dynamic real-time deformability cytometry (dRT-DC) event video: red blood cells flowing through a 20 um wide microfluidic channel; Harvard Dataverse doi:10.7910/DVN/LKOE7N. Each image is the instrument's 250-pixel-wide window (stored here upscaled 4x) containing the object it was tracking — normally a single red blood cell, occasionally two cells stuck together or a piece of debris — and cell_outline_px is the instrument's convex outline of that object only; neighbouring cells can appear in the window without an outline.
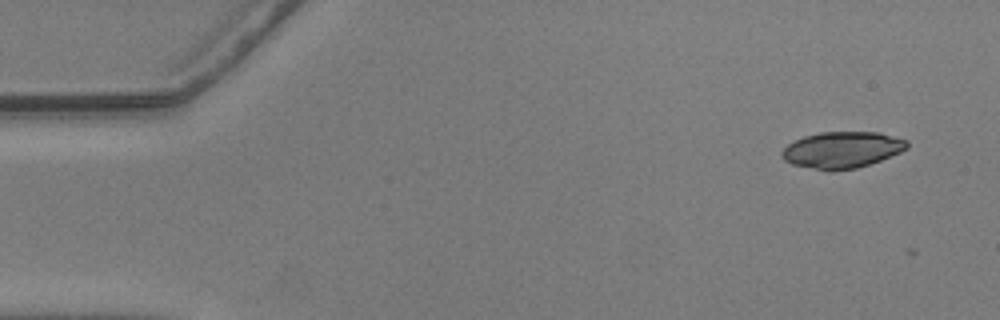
{"species": "common noctule bat (a hibernating species)", "species_latin": "Nyctalus noctula", "temperature_condition": "warm", "stored_images_in_passage": 3, "camera_frame_rate_fps": 3000, "um_per_image_px": 0.085, "animal": {"sex": "male", "body_mass_g": 20.5, "forearm_length_mm": 52.5}, "frame": {"image": 1, "passage_image": 1, "time_ms": 0.0, "image_size_px": [1000, 320], "cell_outline_px": [[908, 148], [900, 152], [880, 160], [856, 168], [832, 172], [792, 164], [784, 160], [780, 156], [780, 152], [788, 144], [804, 136], [820, 132], [880, 132], [908, 140]], "centroid_in_image_um": [71.57, 12.74], "position_along_channel_um": 13.4, "area_um2": 26.65}}